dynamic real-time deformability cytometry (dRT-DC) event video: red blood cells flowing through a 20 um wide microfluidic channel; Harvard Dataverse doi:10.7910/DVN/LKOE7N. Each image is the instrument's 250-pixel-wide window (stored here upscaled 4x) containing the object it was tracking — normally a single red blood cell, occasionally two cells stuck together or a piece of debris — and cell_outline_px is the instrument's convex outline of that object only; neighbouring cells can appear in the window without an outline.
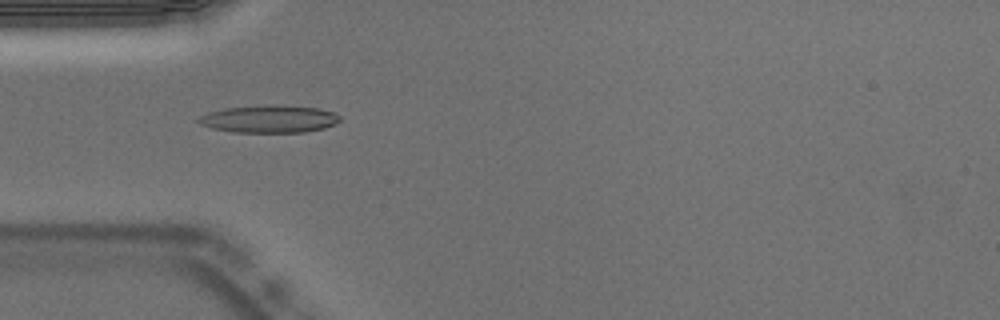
{"species": "Egyptian fruit bat (a non-hibernating species)", "species_latin": "Rousettus aegyptiacus", "temperature_condition": "warm", "stored_images_in_passage": 53, "camera_frame_rate_fps": 3000, "um_per_image_px": 0.085, "animal": {"sex": "male"}, "frame": {"image": 1, "passage_image": 16, "time_ms": 5.0, "image_size_px": [1000, 320], "cell_outline_px": [[340, 120], [336, 124], [324, 128], [304, 132], [232, 132], [212, 128], [200, 124], [196, 120], [200, 116], [208, 112], [224, 108], [276, 104], [320, 108], [336, 112], [340, 116]], "centroid_in_image_um": [22.91, 10.1], "position_along_channel_um": 62.1, "area_um2": 22.89}, "authors_computed_cell_mechanics": {"area_um2": 21.7906, "velocity_mm_per_s": 3.7791, "shape_relaxation_time_tau1_ms": null, "shape_relaxation_time_tau2_ms": 2.5433, "deformation_change_tau1": null, "deformation_change_tau2": 0.1278}}